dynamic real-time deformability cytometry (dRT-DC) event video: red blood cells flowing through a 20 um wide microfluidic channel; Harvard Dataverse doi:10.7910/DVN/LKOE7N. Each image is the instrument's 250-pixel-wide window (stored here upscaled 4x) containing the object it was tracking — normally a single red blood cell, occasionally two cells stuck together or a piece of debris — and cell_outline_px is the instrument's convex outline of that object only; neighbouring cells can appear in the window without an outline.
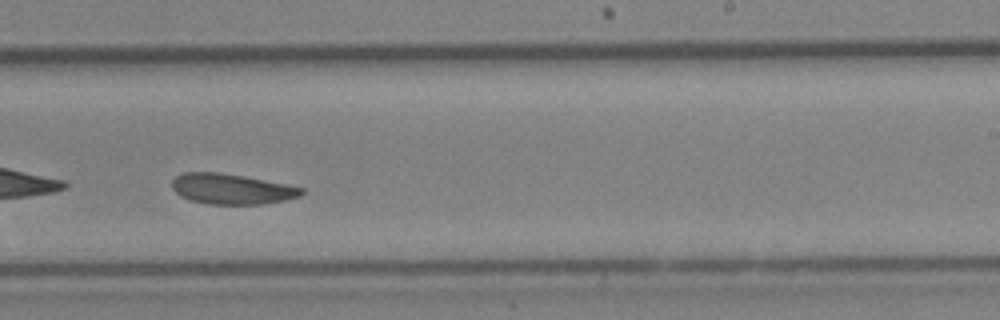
{"species": "Egyptian fruit bat (a non-hibernating species)", "species_latin": "Rousettus aegyptiacus", "temperature_condition": "cold", "stored_images_in_passage": 41, "camera_frame_rate_fps": 3000, "um_per_image_px": 0.085, "animal": {"sex": "female"}, "frame": {"image": 1, "passage_image": 24, "time_ms": 7.667, "image_size_px": [1000, 320], "cell_outline_px": [[304, 192], [300, 196], [284, 200], [264, 204], [208, 204], [192, 200], [180, 196], [172, 188], [172, 180], [176, 176], [184, 172], [220, 172], [244, 176], [304, 188]], "centroid_in_image_um": [19.67, 16.06], "position_along_channel_um": 269.3, "area_um2": 22.83}}
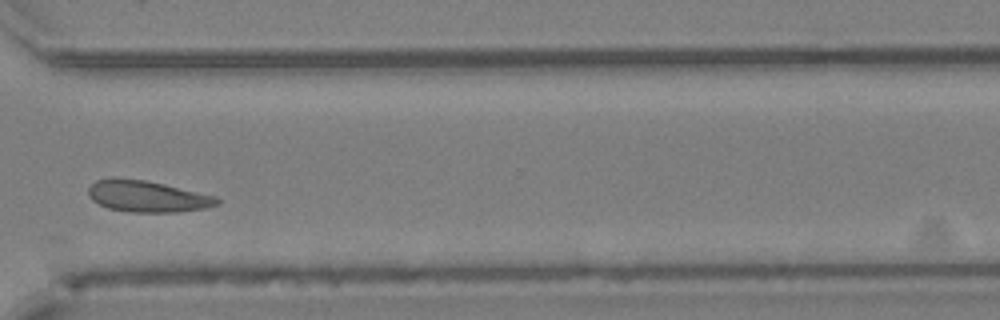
{"frame": {"image": 2, "passage_image": 30, "time_ms": 9.667, "image_size_px": [1000, 320], "cell_outline_px": [[220, 204], [204, 208], [176, 212], [128, 212], [108, 208], [92, 200], [88, 196], [88, 188], [96, 180], [144, 180], [164, 184], [216, 196], [220, 200]], "centroid_in_image_um": [12.56, 16.72], "position_along_channel_um": 358.0, "area_um2": 23.0}}
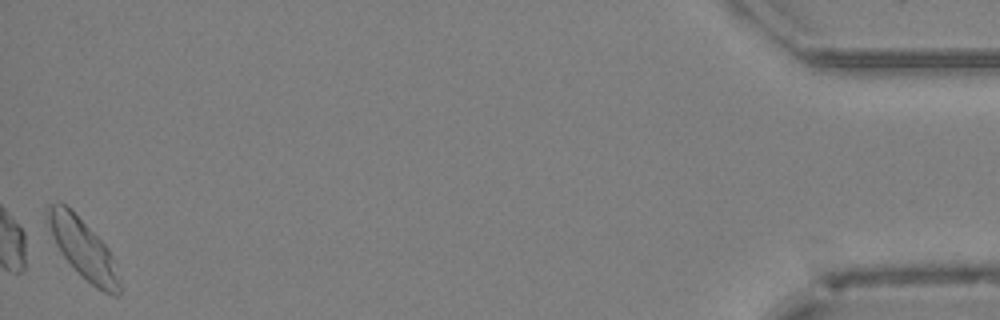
{"frame": {"image": 3, "passage_image": 41, "time_ms": 13.333, "image_size_px": [1000, 320], "cell_outline_px": [[120, 296], [112, 296], [96, 288], [80, 276], [60, 252], [56, 244], [44, 208], [52, 204], [64, 204], [108, 248], [112, 256], [120, 284]], "centroid_in_image_um": [7.08, 21.22], "position_along_channel_um": 428.1, "area_um2": 24.04}}